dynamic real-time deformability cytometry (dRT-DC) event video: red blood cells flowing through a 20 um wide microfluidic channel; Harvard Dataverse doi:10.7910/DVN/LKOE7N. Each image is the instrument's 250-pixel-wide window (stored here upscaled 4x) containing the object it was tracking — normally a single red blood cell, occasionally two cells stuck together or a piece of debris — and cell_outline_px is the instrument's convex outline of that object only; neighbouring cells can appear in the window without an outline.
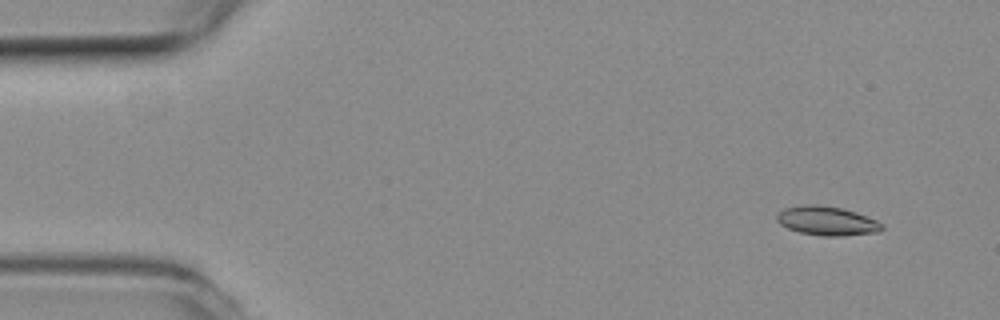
{"species": "common noctule bat (a hibernating species)", "species_latin": "Nyctalus noctula", "temperature_condition": "room temperature", "stored_images_in_passage": 3, "camera_frame_rate_fps": 3000, "um_per_image_px": 0.085, "animal": {"sex": "female", "body_mass_g": 19.3, "forearm_length_mm": 54.1}, "frame": {"image": 1, "passage_image": 1, "time_ms": 0.0, "image_size_px": [1000, 320], "cell_outline_px": [[884, 228], [880, 232], [844, 236], [824, 236], [800, 232], [788, 228], [780, 224], [776, 220], [776, 216], [784, 208], [804, 204], [816, 204], [840, 208], [856, 212], [876, 220], [884, 224]], "centroid_in_image_um": [70.31, 18.78], "position_along_channel_um": 14.7, "area_um2": 17.86}}
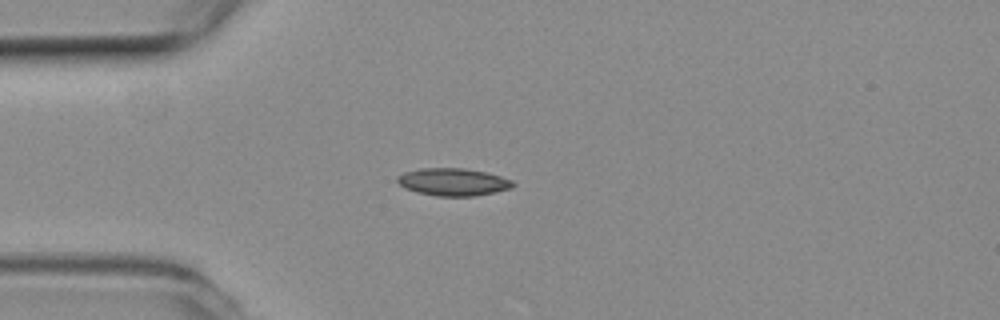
{"frame": {"image": 2, "passage_image": 3, "time_ms": 0.667, "image_size_px": [1000, 320], "cell_outline_px": [[516, 184], [512, 188], [496, 192], [476, 196], [436, 196], [416, 192], [404, 188], [396, 180], [396, 176], [404, 172], [420, 168], [464, 168], [484, 172], [500, 176], [512, 180]], "centroid_in_image_um": [38.51, 15.47], "position_along_channel_um": 46.5, "area_um2": 18.67}}